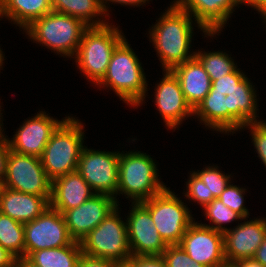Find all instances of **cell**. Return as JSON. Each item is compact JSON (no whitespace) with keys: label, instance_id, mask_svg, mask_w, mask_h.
<instances>
[{"label":"cell","instance_id":"d6a6232c","mask_svg":"<svg viewBox=\"0 0 266 267\" xmlns=\"http://www.w3.org/2000/svg\"><path fill=\"white\" fill-rule=\"evenodd\" d=\"M190 174L189 180L186 182L187 192L185 197L194 202L196 201L204 208L207 205L206 184L194 172Z\"/></svg>","mask_w":266,"mask_h":267},{"label":"cell","instance_id":"f35d334b","mask_svg":"<svg viewBox=\"0 0 266 267\" xmlns=\"http://www.w3.org/2000/svg\"><path fill=\"white\" fill-rule=\"evenodd\" d=\"M16 257L0 245V267H15Z\"/></svg>","mask_w":266,"mask_h":267},{"label":"cell","instance_id":"5b68a950","mask_svg":"<svg viewBox=\"0 0 266 267\" xmlns=\"http://www.w3.org/2000/svg\"><path fill=\"white\" fill-rule=\"evenodd\" d=\"M157 164L141 151L119 152L118 187L116 196L127 195L132 203H139L161 193L166 185L158 178Z\"/></svg>","mask_w":266,"mask_h":267},{"label":"cell","instance_id":"83f0119b","mask_svg":"<svg viewBox=\"0 0 266 267\" xmlns=\"http://www.w3.org/2000/svg\"><path fill=\"white\" fill-rule=\"evenodd\" d=\"M203 210L205 211V217L210 220L212 225L202 223L201 225L212 228L221 233H225L228 230V228L223 227L222 224H227L237 219L244 220L240 214L225 206L219 198H214L203 208Z\"/></svg>","mask_w":266,"mask_h":267},{"label":"cell","instance_id":"1f68e13d","mask_svg":"<svg viewBox=\"0 0 266 267\" xmlns=\"http://www.w3.org/2000/svg\"><path fill=\"white\" fill-rule=\"evenodd\" d=\"M249 128L251 130L252 142H254L253 146L256 148V152L258 153V157L261 162H263L266 168V122H253L249 123L244 128Z\"/></svg>","mask_w":266,"mask_h":267},{"label":"cell","instance_id":"4dcf8cb0","mask_svg":"<svg viewBox=\"0 0 266 267\" xmlns=\"http://www.w3.org/2000/svg\"><path fill=\"white\" fill-rule=\"evenodd\" d=\"M161 256L167 267H206L194 262L179 244L168 245Z\"/></svg>","mask_w":266,"mask_h":267},{"label":"cell","instance_id":"ee69618b","mask_svg":"<svg viewBox=\"0 0 266 267\" xmlns=\"http://www.w3.org/2000/svg\"><path fill=\"white\" fill-rule=\"evenodd\" d=\"M0 109H1V106H0ZM1 115H2V113H1V110H0V134H3V131H4V130H2V129H3V128H2L3 123L1 124V121H2V120H1V117H2V116H1Z\"/></svg>","mask_w":266,"mask_h":267},{"label":"cell","instance_id":"d6986e66","mask_svg":"<svg viewBox=\"0 0 266 267\" xmlns=\"http://www.w3.org/2000/svg\"><path fill=\"white\" fill-rule=\"evenodd\" d=\"M164 73L162 81L155 88V105L165 126L173 130L185 117L193 115V109L185 100L179 79L171 70H165Z\"/></svg>","mask_w":266,"mask_h":267},{"label":"cell","instance_id":"2e32d148","mask_svg":"<svg viewBox=\"0 0 266 267\" xmlns=\"http://www.w3.org/2000/svg\"><path fill=\"white\" fill-rule=\"evenodd\" d=\"M66 118L67 116L62 121L56 120L40 111L20 125L13 140L6 136L9 149L20 154L41 157L52 134Z\"/></svg>","mask_w":266,"mask_h":267},{"label":"cell","instance_id":"ab89813d","mask_svg":"<svg viewBox=\"0 0 266 267\" xmlns=\"http://www.w3.org/2000/svg\"><path fill=\"white\" fill-rule=\"evenodd\" d=\"M253 259L266 267V235L262 244L257 249Z\"/></svg>","mask_w":266,"mask_h":267},{"label":"cell","instance_id":"e0dca14e","mask_svg":"<svg viewBox=\"0 0 266 267\" xmlns=\"http://www.w3.org/2000/svg\"><path fill=\"white\" fill-rule=\"evenodd\" d=\"M266 235V218L245 221L223 233L224 256L227 263L252 259Z\"/></svg>","mask_w":266,"mask_h":267},{"label":"cell","instance_id":"74e56055","mask_svg":"<svg viewBox=\"0 0 266 267\" xmlns=\"http://www.w3.org/2000/svg\"><path fill=\"white\" fill-rule=\"evenodd\" d=\"M246 4L247 6H251L252 8L256 9L259 14L262 15V19L264 18L266 22V0H239V4L242 5ZM266 24V23H265Z\"/></svg>","mask_w":266,"mask_h":267},{"label":"cell","instance_id":"bcb514c9","mask_svg":"<svg viewBox=\"0 0 266 267\" xmlns=\"http://www.w3.org/2000/svg\"><path fill=\"white\" fill-rule=\"evenodd\" d=\"M217 267H231V265H230V263L226 262L225 264L217 266Z\"/></svg>","mask_w":266,"mask_h":267},{"label":"cell","instance_id":"7bdbcfd3","mask_svg":"<svg viewBox=\"0 0 266 267\" xmlns=\"http://www.w3.org/2000/svg\"><path fill=\"white\" fill-rule=\"evenodd\" d=\"M3 53H2V50L0 49V69L2 68V65H3V61H4V57H3Z\"/></svg>","mask_w":266,"mask_h":267},{"label":"cell","instance_id":"9a60e30c","mask_svg":"<svg viewBox=\"0 0 266 267\" xmlns=\"http://www.w3.org/2000/svg\"><path fill=\"white\" fill-rule=\"evenodd\" d=\"M117 206L114 197L94 194L80 206L65 211L62 215L69 235L74 241L81 242Z\"/></svg>","mask_w":266,"mask_h":267},{"label":"cell","instance_id":"4fadbf2b","mask_svg":"<svg viewBox=\"0 0 266 267\" xmlns=\"http://www.w3.org/2000/svg\"><path fill=\"white\" fill-rule=\"evenodd\" d=\"M131 206L126 222L132 256H161L168 245L160 237L150 211L141 202Z\"/></svg>","mask_w":266,"mask_h":267},{"label":"cell","instance_id":"484cf974","mask_svg":"<svg viewBox=\"0 0 266 267\" xmlns=\"http://www.w3.org/2000/svg\"><path fill=\"white\" fill-rule=\"evenodd\" d=\"M0 245L16 258L25 257L24 224L0 213Z\"/></svg>","mask_w":266,"mask_h":267},{"label":"cell","instance_id":"7dc6e473","mask_svg":"<svg viewBox=\"0 0 266 267\" xmlns=\"http://www.w3.org/2000/svg\"><path fill=\"white\" fill-rule=\"evenodd\" d=\"M2 187H3V185H2V183H0V192H1Z\"/></svg>","mask_w":266,"mask_h":267},{"label":"cell","instance_id":"7a4b0ae2","mask_svg":"<svg viewBox=\"0 0 266 267\" xmlns=\"http://www.w3.org/2000/svg\"><path fill=\"white\" fill-rule=\"evenodd\" d=\"M165 11L149 30L150 41L153 42L163 71L172 70L195 56V52H189L194 29L192 16L174 4Z\"/></svg>","mask_w":266,"mask_h":267},{"label":"cell","instance_id":"4316f807","mask_svg":"<svg viewBox=\"0 0 266 267\" xmlns=\"http://www.w3.org/2000/svg\"><path fill=\"white\" fill-rule=\"evenodd\" d=\"M195 57L200 61L211 81L232 73L237 68L233 59L223 51L207 53L198 50V52L195 51Z\"/></svg>","mask_w":266,"mask_h":267},{"label":"cell","instance_id":"836d02e7","mask_svg":"<svg viewBox=\"0 0 266 267\" xmlns=\"http://www.w3.org/2000/svg\"><path fill=\"white\" fill-rule=\"evenodd\" d=\"M127 263L131 267H167L162 256H132Z\"/></svg>","mask_w":266,"mask_h":267},{"label":"cell","instance_id":"b9f144b4","mask_svg":"<svg viewBox=\"0 0 266 267\" xmlns=\"http://www.w3.org/2000/svg\"><path fill=\"white\" fill-rule=\"evenodd\" d=\"M15 267H39L30 261L27 257H18L15 260Z\"/></svg>","mask_w":266,"mask_h":267},{"label":"cell","instance_id":"f546056e","mask_svg":"<svg viewBox=\"0 0 266 267\" xmlns=\"http://www.w3.org/2000/svg\"><path fill=\"white\" fill-rule=\"evenodd\" d=\"M245 190L230 182L218 197L225 206L240 214L244 219L249 218V211L244 206Z\"/></svg>","mask_w":266,"mask_h":267},{"label":"cell","instance_id":"5bb4252c","mask_svg":"<svg viewBox=\"0 0 266 267\" xmlns=\"http://www.w3.org/2000/svg\"><path fill=\"white\" fill-rule=\"evenodd\" d=\"M179 245L194 262L206 267L226 263L223 233L195 221L186 230Z\"/></svg>","mask_w":266,"mask_h":267},{"label":"cell","instance_id":"52a82bcc","mask_svg":"<svg viewBox=\"0 0 266 267\" xmlns=\"http://www.w3.org/2000/svg\"><path fill=\"white\" fill-rule=\"evenodd\" d=\"M109 24L88 27L73 58L95 86L105 76L114 49L125 38L118 27Z\"/></svg>","mask_w":266,"mask_h":267},{"label":"cell","instance_id":"d4e9b609","mask_svg":"<svg viewBox=\"0 0 266 267\" xmlns=\"http://www.w3.org/2000/svg\"><path fill=\"white\" fill-rule=\"evenodd\" d=\"M80 242L59 248H46L32 252L27 258L39 267H78L82 255Z\"/></svg>","mask_w":266,"mask_h":267},{"label":"cell","instance_id":"e575fe53","mask_svg":"<svg viewBox=\"0 0 266 267\" xmlns=\"http://www.w3.org/2000/svg\"><path fill=\"white\" fill-rule=\"evenodd\" d=\"M120 262L96 258L82 253L80 256L78 267H118Z\"/></svg>","mask_w":266,"mask_h":267},{"label":"cell","instance_id":"d590c367","mask_svg":"<svg viewBox=\"0 0 266 267\" xmlns=\"http://www.w3.org/2000/svg\"><path fill=\"white\" fill-rule=\"evenodd\" d=\"M9 145L6 135L0 134V183L4 182L6 174V163L9 155Z\"/></svg>","mask_w":266,"mask_h":267},{"label":"cell","instance_id":"f1b7e54d","mask_svg":"<svg viewBox=\"0 0 266 267\" xmlns=\"http://www.w3.org/2000/svg\"><path fill=\"white\" fill-rule=\"evenodd\" d=\"M216 166H207L202 171H193L206 184L207 205L214 199L218 198L230 183V175H224Z\"/></svg>","mask_w":266,"mask_h":267},{"label":"cell","instance_id":"8992f818","mask_svg":"<svg viewBox=\"0 0 266 267\" xmlns=\"http://www.w3.org/2000/svg\"><path fill=\"white\" fill-rule=\"evenodd\" d=\"M88 27L78 18L51 11L32 21L24 30L34 42L72 58L76 55L83 33Z\"/></svg>","mask_w":266,"mask_h":267},{"label":"cell","instance_id":"ba28073f","mask_svg":"<svg viewBox=\"0 0 266 267\" xmlns=\"http://www.w3.org/2000/svg\"><path fill=\"white\" fill-rule=\"evenodd\" d=\"M118 207L80 242L83 254L120 263H125L132 257L127 222L121 219Z\"/></svg>","mask_w":266,"mask_h":267},{"label":"cell","instance_id":"7402d4cb","mask_svg":"<svg viewBox=\"0 0 266 267\" xmlns=\"http://www.w3.org/2000/svg\"><path fill=\"white\" fill-rule=\"evenodd\" d=\"M171 71L179 79L185 100L194 110L211 89L212 81L208 73L195 56Z\"/></svg>","mask_w":266,"mask_h":267},{"label":"cell","instance_id":"8d00e7d4","mask_svg":"<svg viewBox=\"0 0 266 267\" xmlns=\"http://www.w3.org/2000/svg\"><path fill=\"white\" fill-rule=\"evenodd\" d=\"M113 2V3H119V4H121V5H131V6H141V5H143L144 3L146 4V1L147 2H149V0H101V5H102V8H103V10H104V13L106 14V17L107 16H109V13H107V11H108V8L109 7H107L106 6V4H107V2Z\"/></svg>","mask_w":266,"mask_h":267},{"label":"cell","instance_id":"3957f363","mask_svg":"<svg viewBox=\"0 0 266 267\" xmlns=\"http://www.w3.org/2000/svg\"><path fill=\"white\" fill-rule=\"evenodd\" d=\"M145 76L138 56L124 38L114 49L106 74L97 85L110 87L125 103L138 107L148 91Z\"/></svg>","mask_w":266,"mask_h":267},{"label":"cell","instance_id":"9c48e42d","mask_svg":"<svg viewBox=\"0 0 266 267\" xmlns=\"http://www.w3.org/2000/svg\"><path fill=\"white\" fill-rule=\"evenodd\" d=\"M141 203L150 211L154 225L167 245L179 244L194 222L187 205L168 187Z\"/></svg>","mask_w":266,"mask_h":267},{"label":"cell","instance_id":"6da1fadb","mask_svg":"<svg viewBox=\"0 0 266 267\" xmlns=\"http://www.w3.org/2000/svg\"><path fill=\"white\" fill-rule=\"evenodd\" d=\"M236 68L211 83V89L193 110L205 127L224 133H234L243 126L260 122L256 91L250 79Z\"/></svg>","mask_w":266,"mask_h":267},{"label":"cell","instance_id":"ffe728a7","mask_svg":"<svg viewBox=\"0 0 266 267\" xmlns=\"http://www.w3.org/2000/svg\"><path fill=\"white\" fill-rule=\"evenodd\" d=\"M96 194L77 172H71L52 181L50 207L63 214L83 204Z\"/></svg>","mask_w":266,"mask_h":267},{"label":"cell","instance_id":"ac0fdd59","mask_svg":"<svg viewBox=\"0 0 266 267\" xmlns=\"http://www.w3.org/2000/svg\"><path fill=\"white\" fill-rule=\"evenodd\" d=\"M176 7L189 13L205 35L220 33L239 0H174ZM231 15V16H230Z\"/></svg>","mask_w":266,"mask_h":267},{"label":"cell","instance_id":"7c38bea8","mask_svg":"<svg viewBox=\"0 0 266 267\" xmlns=\"http://www.w3.org/2000/svg\"><path fill=\"white\" fill-rule=\"evenodd\" d=\"M25 257L32 252L71 245L63 215L50 206L34 220L24 223Z\"/></svg>","mask_w":266,"mask_h":267},{"label":"cell","instance_id":"44dd1931","mask_svg":"<svg viewBox=\"0 0 266 267\" xmlns=\"http://www.w3.org/2000/svg\"><path fill=\"white\" fill-rule=\"evenodd\" d=\"M50 202L43 196L27 194L2 187L0 192V213L21 223H27L40 216Z\"/></svg>","mask_w":266,"mask_h":267},{"label":"cell","instance_id":"30bf717a","mask_svg":"<svg viewBox=\"0 0 266 267\" xmlns=\"http://www.w3.org/2000/svg\"><path fill=\"white\" fill-rule=\"evenodd\" d=\"M3 187L51 199L52 181L48 178L41 158L9 150Z\"/></svg>","mask_w":266,"mask_h":267},{"label":"cell","instance_id":"f6af8a7d","mask_svg":"<svg viewBox=\"0 0 266 267\" xmlns=\"http://www.w3.org/2000/svg\"><path fill=\"white\" fill-rule=\"evenodd\" d=\"M118 267H131L127 262L120 263Z\"/></svg>","mask_w":266,"mask_h":267},{"label":"cell","instance_id":"cb8c5ba5","mask_svg":"<svg viewBox=\"0 0 266 267\" xmlns=\"http://www.w3.org/2000/svg\"><path fill=\"white\" fill-rule=\"evenodd\" d=\"M51 3L53 11L78 18L89 27L102 26L108 23L106 20L103 21L101 18H98V16L102 18L106 16L101 0H51Z\"/></svg>","mask_w":266,"mask_h":267},{"label":"cell","instance_id":"60d3db41","mask_svg":"<svg viewBox=\"0 0 266 267\" xmlns=\"http://www.w3.org/2000/svg\"><path fill=\"white\" fill-rule=\"evenodd\" d=\"M231 267H264L259 262L252 259H243L239 261H234L230 263Z\"/></svg>","mask_w":266,"mask_h":267},{"label":"cell","instance_id":"277c9868","mask_svg":"<svg viewBox=\"0 0 266 267\" xmlns=\"http://www.w3.org/2000/svg\"><path fill=\"white\" fill-rule=\"evenodd\" d=\"M83 128L78 119L68 116L52 134L40 157L51 181L77 170L84 148Z\"/></svg>","mask_w":266,"mask_h":267},{"label":"cell","instance_id":"603a6c76","mask_svg":"<svg viewBox=\"0 0 266 267\" xmlns=\"http://www.w3.org/2000/svg\"><path fill=\"white\" fill-rule=\"evenodd\" d=\"M51 11V0H0V17L5 16L22 29Z\"/></svg>","mask_w":266,"mask_h":267},{"label":"cell","instance_id":"8fae6325","mask_svg":"<svg viewBox=\"0 0 266 267\" xmlns=\"http://www.w3.org/2000/svg\"><path fill=\"white\" fill-rule=\"evenodd\" d=\"M119 152L83 148L77 172L96 194H107L116 199L118 187Z\"/></svg>","mask_w":266,"mask_h":267}]
</instances>
